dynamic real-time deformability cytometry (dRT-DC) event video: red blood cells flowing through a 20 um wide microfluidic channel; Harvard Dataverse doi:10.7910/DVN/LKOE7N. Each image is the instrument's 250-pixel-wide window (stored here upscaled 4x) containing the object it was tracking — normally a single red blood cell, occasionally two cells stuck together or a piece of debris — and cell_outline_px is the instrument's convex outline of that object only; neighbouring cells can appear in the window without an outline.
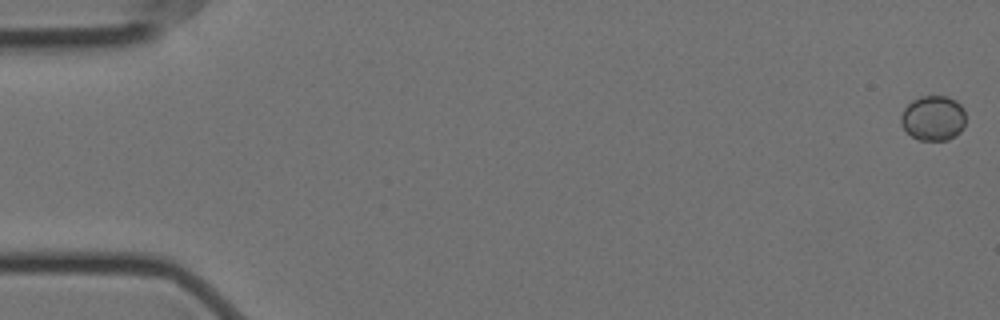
{"species": "Egyptian fruit bat (a non-hibernating species)", "species_latin": "Rousettus aegyptiacus", "temperature_condition": "cold", "stored_images_in_passage": 58, "camera_frame_rate_fps": 3000, "um_per_image_px": 0.085, "animal": {"sex": "female"}, "frame": {"image": 1, "passage_image": 1, "time_ms": 0.0, "image_size_px": [1000, 320], "cell_outline_px": [[964, 128], [956, 136], [948, 140], [920, 140], [912, 136], [900, 124], [900, 116], [904, 108], [912, 100], [920, 96], [948, 96], [956, 100], [964, 108]], "centroid_in_image_um": [79.33, 10.03], "position_along_channel_um": 5.7, "area_um2": 17.17}}
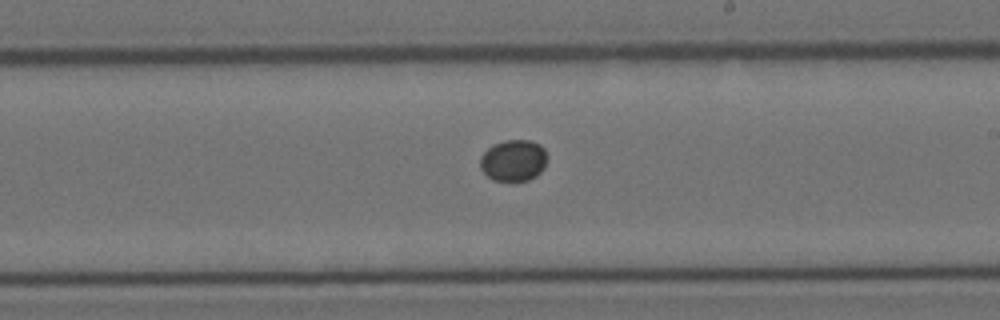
{"frame": {"image": 2, "passage_image": 34, "time_ms": 11.0, "image_size_px": [1000, 320], "cell_outline_px": [[548, 160], [544, 168], [536, 176], [528, 180], [516, 184], [492, 180], [480, 168], [480, 156], [492, 144], [504, 140], [532, 140], [540, 144], [544, 148], [548, 156]], "centroid_in_image_um": [43.66, 13.67], "position_along_channel_um": 245.3, "area_um2": 16.94}}
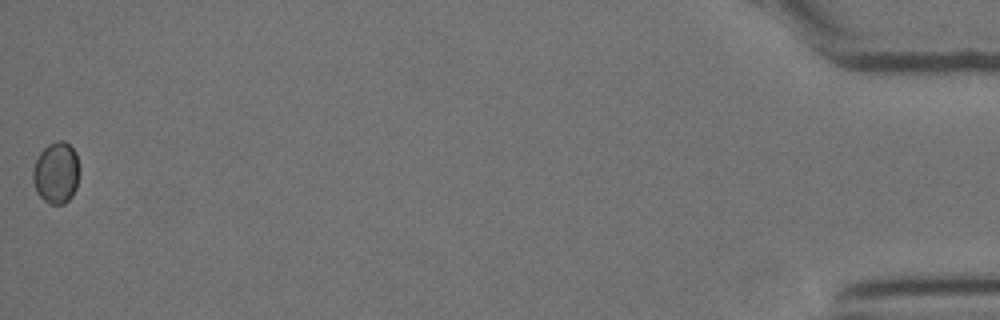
{"frame": {"image": 3, "passage_image": 58, "time_ms": 19.0, "image_size_px": [1000, 320], "cell_outline_px": [[80, 168], [76, 188], [72, 196], [64, 204], [48, 204], [36, 192], [32, 180], [32, 172], [36, 160], [40, 152], [48, 144], [56, 140], [64, 140], [76, 152]], "centroid_in_image_um": [4.78, 14.68], "position_along_channel_um": 430.4, "area_um2": 16.94}}